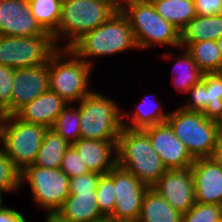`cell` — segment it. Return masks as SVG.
<instances>
[{
    "label": "cell",
    "instance_id": "obj_21",
    "mask_svg": "<svg viewBox=\"0 0 222 222\" xmlns=\"http://www.w3.org/2000/svg\"><path fill=\"white\" fill-rule=\"evenodd\" d=\"M182 216L156 190L149 187L136 222H182Z\"/></svg>",
    "mask_w": 222,
    "mask_h": 222
},
{
    "label": "cell",
    "instance_id": "obj_9",
    "mask_svg": "<svg viewBox=\"0 0 222 222\" xmlns=\"http://www.w3.org/2000/svg\"><path fill=\"white\" fill-rule=\"evenodd\" d=\"M51 34L33 37L0 35V65L30 68L48 63L58 49Z\"/></svg>",
    "mask_w": 222,
    "mask_h": 222
},
{
    "label": "cell",
    "instance_id": "obj_26",
    "mask_svg": "<svg viewBox=\"0 0 222 222\" xmlns=\"http://www.w3.org/2000/svg\"><path fill=\"white\" fill-rule=\"evenodd\" d=\"M169 115L170 113H163L162 107H160L158 102L153 104L148 101H142L137 106V110L134 112L133 116L127 115L128 119L131 118V122L126 124L124 120H122V124L123 127L129 129H145L166 122Z\"/></svg>",
    "mask_w": 222,
    "mask_h": 222
},
{
    "label": "cell",
    "instance_id": "obj_7",
    "mask_svg": "<svg viewBox=\"0 0 222 222\" xmlns=\"http://www.w3.org/2000/svg\"><path fill=\"white\" fill-rule=\"evenodd\" d=\"M47 129L40 124L24 122L16 115L0 118V143L20 172L33 165Z\"/></svg>",
    "mask_w": 222,
    "mask_h": 222
},
{
    "label": "cell",
    "instance_id": "obj_36",
    "mask_svg": "<svg viewBox=\"0 0 222 222\" xmlns=\"http://www.w3.org/2000/svg\"><path fill=\"white\" fill-rule=\"evenodd\" d=\"M100 176L98 173L88 172L87 174L70 178L69 194L96 191Z\"/></svg>",
    "mask_w": 222,
    "mask_h": 222
},
{
    "label": "cell",
    "instance_id": "obj_41",
    "mask_svg": "<svg viewBox=\"0 0 222 222\" xmlns=\"http://www.w3.org/2000/svg\"><path fill=\"white\" fill-rule=\"evenodd\" d=\"M46 218V222H66L59 219L55 214H48Z\"/></svg>",
    "mask_w": 222,
    "mask_h": 222
},
{
    "label": "cell",
    "instance_id": "obj_6",
    "mask_svg": "<svg viewBox=\"0 0 222 222\" xmlns=\"http://www.w3.org/2000/svg\"><path fill=\"white\" fill-rule=\"evenodd\" d=\"M78 108L81 138L118 140L127 114L113 100L92 91L79 101Z\"/></svg>",
    "mask_w": 222,
    "mask_h": 222
},
{
    "label": "cell",
    "instance_id": "obj_1",
    "mask_svg": "<svg viewBox=\"0 0 222 222\" xmlns=\"http://www.w3.org/2000/svg\"><path fill=\"white\" fill-rule=\"evenodd\" d=\"M116 152V164L148 187H152L167 170L143 129L123 127Z\"/></svg>",
    "mask_w": 222,
    "mask_h": 222
},
{
    "label": "cell",
    "instance_id": "obj_8",
    "mask_svg": "<svg viewBox=\"0 0 222 222\" xmlns=\"http://www.w3.org/2000/svg\"><path fill=\"white\" fill-rule=\"evenodd\" d=\"M116 11L98 0H62L61 17L57 30L52 34L56 43L60 35L70 38L64 48H70L85 33L96 29Z\"/></svg>",
    "mask_w": 222,
    "mask_h": 222
},
{
    "label": "cell",
    "instance_id": "obj_16",
    "mask_svg": "<svg viewBox=\"0 0 222 222\" xmlns=\"http://www.w3.org/2000/svg\"><path fill=\"white\" fill-rule=\"evenodd\" d=\"M190 168L196 202L222 205V167L211 157H205L196 158Z\"/></svg>",
    "mask_w": 222,
    "mask_h": 222
},
{
    "label": "cell",
    "instance_id": "obj_2",
    "mask_svg": "<svg viewBox=\"0 0 222 222\" xmlns=\"http://www.w3.org/2000/svg\"><path fill=\"white\" fill-rule=\"evenodd\" d=\"M136 47L138 49L129 20L120 11L96 29L85 33L69 49L92 65L87 57L108 56Z\"/></svg>",
    "mask_w": 222,
    "mask_h": 222
},
{
    "label": "cell",
    "instance_id": "obj_38",
    "mask_svg": "<svg viewBox=\"0 0 222 222\" xmlns=\"http://www.w3.org/2000/svg\"><path fill=\"white\" fill-rule=\"evenodd\" d=\"M0 222H27V221L24 218L23 214H21L20 212L12 208L3 207L1 204Z\"/></svg>",
    "mask_w": 222,
    "mask_h": 222
},
{
    "label": "cell",
    "instance_id": "obj_15",
    "mask_svg": "<svg viewBox=\"0 0 222 222\" xmlns=\"http://www.w3.org/2000/svg\"><path fill=\"white\" fill-rule=\"evenodd\" d=\"M46 32L33 16L28 0H2L0 35L33 37Z\"/></svg>",
    "mask_w": 222,
    "mask_h": 222
},
{
    "label": "cell",
    "instance_id": "obj_20",
    "mask_svg": "<svg viewBox=\"0 0 222 222\" xmlns=\"http://www.w3.org/2000/svg\"><path fill=\"white\" fill-rule=\"evenodd\" d=\"M222 35V14L196 15L180 30V48L203 40H217Z\"/></svg>",
    "mask_w": 222,
    "mask_h": 222
},
{
    "label": "cell",
    "instance_id": "obj_32",
    "mask_svg": "<svg viewBox=\"0 0 222 222\" xmlns=\"http://www.w3.org/2000/svg\"><path fill=\"white\" fill-rule=\"evenodd\" d=\"M20 186V171L11 159L0 149V194L6 191H17Z\"/></svg>",
    "mask_w": 222,
    "mask_h": 222
},
{
    "label": "cell",
    "instance_id": "obj_12",
    "mask_svg": "<svg viewBox=\"0 0 222 222\" xmlns=\"http://www.w3.org/2000/svg\"><path fill=\"white\" fill-rule=\"evenodd\" d=\"M14 86L10 104L1 116L15 115L26 104L49 90L48 63L30 68L14 69Z\"/></svg>",
    "mask_w": 222,
    "mask_h": 222
},
{
    "label": "cell",
    "instance_id": "obj_10",
    "mask_svg": "<svg viewBox=\"0 0 222 222\" xmlns=\"http://www.w3.org/2000/svg\"><path fill=\"white\" fill-rule=\"evenodd\" d=\"M27 180L34 201L48 214H55L69 195L70 178L59 168L30 165L20 172V185Z\"/></svg>",
    "mask_w": 222,
    "mask_h": 222
},
{
    "label": "cell",
    "instance_id": "obj_35",
    "mask_svg": "<svg viewBox=\"0 0 222 222\" xmlns=\"http://www.w3.org/2000/svg\"><path fill=\"white\" fill-rule=\"evenodd\" d=\"M14 68L0 65V112L11 102L14 86Z\"/></svg>",
    "mask_w": 222,
    "mask_h": 222
},
{
    "label": "cell",
    "instance_id": "obj_28",
    "mask_svg": "<svg viewBox=\"0 0 222 222\" xmlns=\"http://www.w3.org/2000/svg\"><path fill=\"white\" fill-rule=\"evenodd\" d=\"M51 128L70 144L76 142L81 138L79 108L65 107Z\"/></svg>",
    "mask_w": 222,
    "mask_h": 222
},
{
    "label": "cell",
    "instance_id": "obj_18",
    "mask_svg": "<svg viewBox=\"0 0 222 222\" xmlns=\"http://www.w3.org/2000/svg\"><path fill=\"white\" fill-rule=\"evenodd\" d=\"M67 104L63 98L49 89L26 104L15 115L24 122L51 128L57 116L68 106Z\"/></svg>",
    "mask_w": 222,
    "mask_h": 222
},
{
    "label": "cell",
    "instance_id": "obj_4",
    "mask_svg": "<svg viewBox=\"0 0 222 222\" xmlns=\"http://www.w3.org/2000/svg\"><path fill=\"white\" fill-rule=\"evenodd\" d=\"M166 122L194 159L211 157L222 124L207 119L201 112L183 108L170 113Z\"/></svg>",
    "mask_w": 222,
    "mask_h": 222
},
{
    "label": "cell",
    "instance_id": "obj_5",
    "mask_svg": "<svg viewBox=\"0 0 222 222\" xmlns=\"http://www.w3.org/2000/svg\"><path fill=\"white\" fill-rule=\"evenodd\" d=\"M123 6L138 48L154 43L180 48V30L163 18L152 2L127 1Z\"/></svg>",
    "mask_w": 222,
    "mask_h": 222
},
{
    "label": "cell",
    "instance_id": "obj_22",
    "mask_svg": "<svg viewBox=\"0 0 222 222\" xmlns=\"http://www.w3.org/2000/svg\"><path fill=\"white\" fill-rule=\"evenodd\" d=\"M70 145L56 131L48 128L33 165L41 168L59 169L63 156Z\"/></svg>",
    "mask_w": 222,
    "mask_h": 222
},
{
    "label": "cell",
    "instance_id": "obj_34",
    "mask_svg": "<svg viewBox=\"0 0 222 222\" xmlns=\"http://www.w3.org/2000/svg\"><path fill=\"white\" fill-rule=\"evenodd\" d=\"M190 92L191 101L189 104L183 106V109L194 112L203 113L206 110L207 91H206V73L203 75L202 80L188 89Z\"/></svg>",
    "mask_w": 222,
    "mask_h": 222
},
{
    "label": "cell",
    "instance_id": "obj_24",
    "mask_svg": "<svg viewBox=\"0 0 222 222\" xmlns=\"http://www.w3.org/2000/svg\"><path fill=\"white\" fill-rule=\"evenodd\" d=\"M186 50L204 74L222 72V54L217 41L203 40L191 43Z\"/></svg>",
    "mask_w": 222,
    "mask_h": 222
},
{
    "label": "cell",
    "instance_id": "obj_17",
    "mask_svg": "<svg viewBox=\"0 0 222 222\" xmlns=\"http://www.w3.org/2000/svg\"><path fill=\"white\" fill-rule=\"evenodd\" d=\"M117 140H95L80 138L71 144L81 156L90 172L107 174L116 165ZM112 157V158H111Z\"/></svg>",
    "mask_w": 222,
    "mask_h": 222
},
{
    "label": "cell",
    "instance_id": "obj_27",
    "mask_svg": "<svg viewBox=\"0 0 222 222\" xmlns=\"http://www.w3.org/2000/svg\"><path fill=\"white\" fill-rule=\"evenodd\" d=\"M207 102L204 116L222 124V72L206 73Z\"/></svg>",
    "mask_w": 222,
    "mask_h": 222
},
{
    "label": "cell",
    "instance_id": "obj_25",
    "mask_svg": "<svg viewBox=\"0 0 222 222\" xmlns=\"http://www.w3.org/2000/svg\"><path fill=\"white\" fill-rule=\"evenodd\" d=\"M31 12L40 26L49 34L58 27L62 0H28Z\"/></svg>",
    "mask_w": 222,
    "mask_h": 222
},
{
    "label": "cell",
    "instance_id": "obj_30",
    "mask_svg": "<svg viewBox=\"0 0 222 222\" xmlns=\"http://www.w3.org/2000/svg\"><path fill=\"white\" fill-rule=\"evenodd\" d=\"M115 195L114 180L108 174L101 175L97 184L96 199L100 212L105 217L113 213Z\"/></svg>",
    "mask_w": 222,
    "mask_h": 222
},
{
    "label": "cell",
    "instance_id": "obj_43",
    "mask_svg": "<svg viewBox=\"0 0 222 222\" xmlns=\"http://www.w3.org/2000/svg\"><path fill=\"white\" fill-rule=\"evenodd\" d=\"M95 222H114V221L110 219L109 217H104L103 219L95 221Z\"/></svg>",
    "mask_w": 222,
    "mask_h": 222
},
{
    "label": "cell",
    "instance_id": "obj_31",
    "mask_svg": "<svg viewBox=\"0 0 222 222\" xmlns=\"http://www.w3.org/2000/svg\"><path fill=\"white\" fill-rule=\"evenodd\" d=\"M222 219V205L196 202L182 216V222H218Z\"/></svg>",
    "mask_w": 222,
    "mask_h": 222
},
{
    "label": "cell",
    "instance_id": "obj_14",
    "mask_svg": "<svg viewBox=\"0 0 222 222\" xmlns=\"http://www.w3.org/2000/svg\"><path fill=\"white\" fill-rule=\"evenodd\" d=\"M143 130L148 134L152 147L167 169H184L192 166L195 159L167 122Z\"/></svg>",
    "mask_w": 222,
    "mask_h": 222
},
{
    "label": "cell",
    "instance_id": "obj_39",
    "mask_svg": "<svg viewBox=\"0 0 222 222\" xmlns=\"http://www.w3.org/2000/svg\"><path fill=\"white\" fill-rule=\"evenodd\" d=\"M211 158L222 167V131L219 134Z\"/></svg>",
    "mask_w": 222,
    "mask_h": 222
},
{
    "label": "cell",
    "instance_id": "obj_11",
    "mask_svg": "<svg viewBox=\"0 0 222 222\" xmlns=\"http://www.w3.org/2000/svg\"><path fill=\"white\" fill-rule=\"evenodd\" d=\"M107 174L114 180L116 194L109 218L114 222H136L149 187L117 164Z\"/></svg>",
    "mask_w": 222,
    "mask_h": 222
},
{
    "label": "cell",
    "instance_id": "obj_42",
    "mask_svg": "<svg viewBox=\"0 0 222 222\" xmlns=\"http://www.w3.org/2000/svg\"><path fill=\"white\" fill-rule=\"evenodd\" d=\"M218 44V48L222 54V35L216 40Z\"/></svg>",
    "mask_w": 222,
    "mask_h": 222
},
{
    "label": "cell",
    "instance_id": "obj_3",
    "mask_svg": "<svg viewBox=\"0 0 222 222\" xmlns=\"http://www.w3.org/2000/svg\"><path fill=\"white\" fill-rule=\"evenodd\" d=\"M64 55L70 57L68 61ZM91 67L71 49L58 48L48 60L49 89L67 103L82 100L92 92L87 88Z\"/></svg>",
    "mask_w": 222,
    "mask_h": 222
},
{
    "label": "cell",
    "instance_id": "obj_29",
    "mask_svg": "<svg viewBox=\"0 0 222 222\" xmlns=\"http://www.w3.org/2000/svg\"><path fill=\"white\" fill-rule=\"evenodd\" d=\"M178 58L179 60L174 68H177L178 66L180 68L184 67L181 68L183 69V72H179V78L177 77L174 79V84L179 91L187 93L188 89L202 80L204 73L198 68L196 62L187 50Z\"/></svg>",
    "mask_w": 222,
    "mask_h": 222
},
{
    "label": "cell",
    "instance_id": "obj_40",
    "mask_svg": "<svg viewBox=\"0 0 222 222\" xmlns=\"http://www.w3.org/2000/svg\"><path fill=\"white\" fill-rule=\"evenodd\" d=\"M100 2H103L105 4H108L109 6H111L116 12H120L123 10L124 6H122V0H98ZM124 2L126 3L127 0H124Z\"/></svg>",
    "mask_w": 222,
    "mask_h": 222
},
{
    "label": "cell",
    "instance_id": "obj_13",
    "mask_svg": "<svg viewBox=\"0 0 222 222\" xmlns=\"http://www.w3.org/2000/svg\"><path fill=\"white\" fill-rule=\"evenodd\" d=\"M152 188L182 214L196 203L194 179L190 167L167 169Z\"/></svg>",
    "mask_w": 222,
    "mask_h": 222
},
{
    "label": "cell",
    "instance_id": "obj_37",
    "mask_svg": "<svg viewBox=\"0 0 222 222\" xmlns=\"http://www.w3.org/2000/svg\"><path fill=\"white\" fill-rule=\"evenodd\" d=\"M196 14L211 16L222 14V0H194Z\"/></svg>",
    "mask_w": 222,
    "mask_h": 222
},
{
    "label": "cell",
    "instance_id": "obj_19",
    "mask_svg": "<svg viewBox=\"0 0 222 222\" xmlns=\"http://www.w3.org/2000/svg\"><path fill=\"white\" fill-rule=\"evenodd\" d=\"M55 215L66 222H95L105 217L98 207L96 191L69 194Z\"/></svg>",
    "mask_w": 222,
    "mask_h": 222
},
{
    "label": "cell",
    "instance_id": "obj_23",
    "mask_svg": "<svg viewBox=\"0 0 222 222\" xmlns=\"http://www.w3.org/2000/svg\"><path fill=\"white\" fill-rule=\"evenodd\" d=\"M156 11L181 30L196 14L194 0H153Z\"/></svg>",
    "mask_w": 222,
    "mask_h": 222
},
{
    "label": "cell",
    "instance_id": "obj_33",
    "mask_svg": "<svg viewBox=\"0 0 222 222\" xmlns=\"http://www.w3.org/2000/svg\"><path fill=\"white\" fill-rule=\"evenodd\" d=\"M60 169L69 177H75L78 175L87 174L89 171L88 167L81 160L77 150L70 145L66 150Z\"/></svg>",
    "mask_w": 222,
    "mask_h": 222
},
{
    "label": "cell",
    "instance_id": "obj_44",
    "mask_svg": "<svg viewBox=\"0 0 222 222\" xmlns=\"http://www.w3.org/2000/svg\"><path fill=\"white\" fill-rule=\"evenodd\" d=\"M127 1L152 2L153 0H127Z\"/></svg>",
    "mask_w": 222,
    "mask_h": 222
},
{
    "label": "cell",
    "instance_id": "obj_45",
    "mask_svg": "<svg viewBox=\"0 0 222 222\" xmlns=\"http://www.w3.org/2000/svg\"><path fill=\"white\" fill-rule=\"evenodd\" d=\"M2 203V197H1V194H0V206H1Z\"/></svg>",
    "mask_w": 222,
    "mask_h": 222
}]
</instances>
